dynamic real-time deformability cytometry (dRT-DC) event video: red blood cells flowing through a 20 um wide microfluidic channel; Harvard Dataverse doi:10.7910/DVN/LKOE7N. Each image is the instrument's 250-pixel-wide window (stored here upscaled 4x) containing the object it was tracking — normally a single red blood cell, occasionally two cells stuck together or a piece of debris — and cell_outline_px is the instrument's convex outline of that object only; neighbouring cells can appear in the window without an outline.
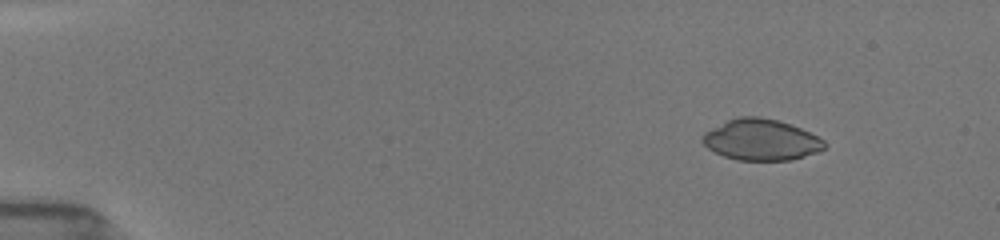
{"species": "common noctule bat (a hibernating species)", "species_latin": "Nyctalus noctula", "temperature_condition": "room temperature", "stored_images_in_passage": 11, "camera_frame_rate_fps": 3000, "um_per_image_px": 0.085, "animal": {"sex": "female", "body_mass_g": 19.5, "forearm_length_mm": 54.1}, "frame": {"image": 1, "passage_image": 2, "time_ms": 1.0, "image_size_px": [1000, 240], "cell_outline_px": [[828, 144], [824, 148], [816, 152], [792, 160], [736, 160], [724, 156], [708, 148], [704, 144], [704, 132], [736, 116], [756, 116], [776, 120], [800, 128], [824, 140]], "centroid_in_image_um": [64.7, 11.88], "position_along_channel_um": 20.3, "area_um2": 28.84}}